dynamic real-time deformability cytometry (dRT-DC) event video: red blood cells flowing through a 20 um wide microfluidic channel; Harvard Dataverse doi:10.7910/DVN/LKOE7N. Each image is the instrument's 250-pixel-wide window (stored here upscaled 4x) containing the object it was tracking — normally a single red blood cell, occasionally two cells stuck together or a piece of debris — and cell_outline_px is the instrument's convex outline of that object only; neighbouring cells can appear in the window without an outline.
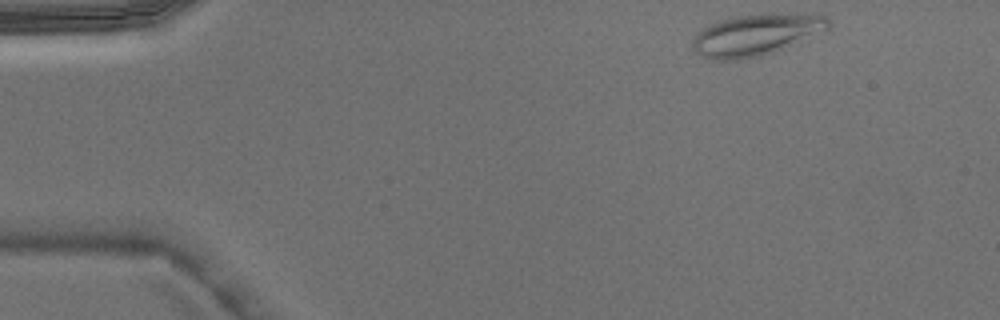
{"species": "Egyptian fruit bat (a non-hibernating species)", "species_latin": "Rousettus aegyptiacus", "temperature_condition": "warm", "stored_images_in_passage": 3, "camera_frame_rate_fps": 3000, "um_per_image_px": 0.085, "animal": {"sex": "male"}, "frame": {"image": 1, "passage_image": 1, "time_ms": 0.0, "image_size_px": [1000, 320], "cell_outline_px": [[832, 24], [828, 28], [772, 52], [760, 56], [744, 60], [716, 60], [700, 56], [692, 52], [692, 40], [708, 24], [732, 16], [760, 12], [816, 12], [828, 16]], "centroid_in_image_um": [64.28, 2.9], "position_along_channel_um": 20.7, "area_um2": 33.64}}